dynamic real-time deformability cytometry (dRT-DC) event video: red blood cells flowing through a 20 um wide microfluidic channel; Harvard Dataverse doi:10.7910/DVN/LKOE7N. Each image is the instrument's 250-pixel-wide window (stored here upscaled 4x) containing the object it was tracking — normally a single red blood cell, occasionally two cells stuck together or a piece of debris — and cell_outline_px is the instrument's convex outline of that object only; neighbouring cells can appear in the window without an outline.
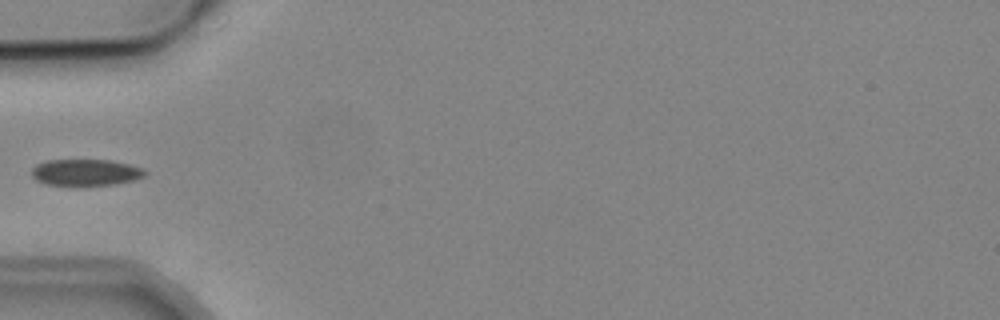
{"species": "common noctule bat (a hibernating species)", "species_latin": "Nyctalus noctula", "temperature_condition": "cold", "stored_images_in_passage": 5, "camera_frame_rate_fps": 3000, "um_per_image_px": 0.085, "animal": {"sex": "male", "body_mass_g": 19.2, "forearm_length_mm": 51.8}, "frame": {"image": 1, "passage_image": 5, "time_ms": 4.667, "image_size_px": [1000, 320], "cell_outline_px": [[148, 172], [144, 176], [136, 180], [112, 184], [80, 188], [72, 188], [44, 184], [36, 180], [32, 176], [32, 168], [36, 164], [48, 160], [108, 160], [128, 164], [144, 168]], "centroid_in_image_um": [7.26, 14.7], "position_along_channel_um": 77.7, "area_um2": 18.32}}